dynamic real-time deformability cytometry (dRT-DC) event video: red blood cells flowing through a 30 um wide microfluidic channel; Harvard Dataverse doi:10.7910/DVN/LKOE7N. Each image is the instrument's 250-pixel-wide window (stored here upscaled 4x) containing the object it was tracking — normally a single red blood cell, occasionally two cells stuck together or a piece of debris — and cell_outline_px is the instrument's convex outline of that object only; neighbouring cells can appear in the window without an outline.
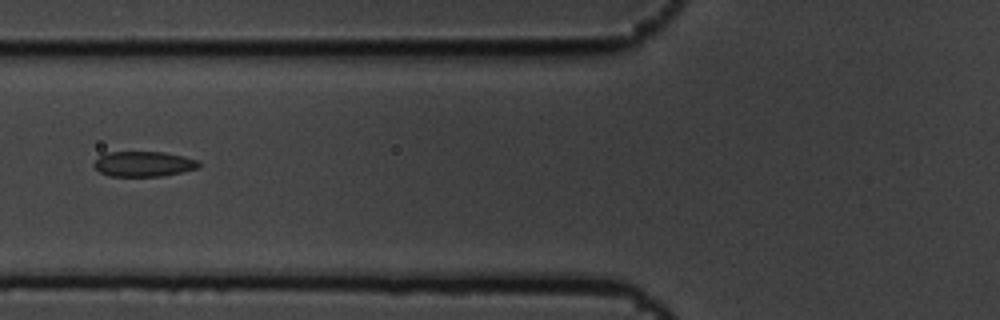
{"species": "common noctule bat (a hibernating species)", "species_latin": "Nyctalus noctula", "temperature_condition": "cold", "stored_images_in_passage": 4, "camera_frame_rate_fps": 3000, "um_per_image_px": 0.085, "animal": {"sex": "male", "body_mass_g": 19.5, "forearm_length_mm": 54.6}, "frame": {"image": 1, "passage_image": 4, "time_ms": 1.0, "image_size_px": [1000, 320], "cell_outline_px": [[200, 164], [196, 168], [180, 172], [160, 176], [108, 176], [100, 172], [92, 164], [104, 152], [164, 152], [184, 156], [196, 160]], "centroid_in_image_um": [12.16, 13.93], "position_along_channel_um": 113.6, "area_um2": 15.26}}